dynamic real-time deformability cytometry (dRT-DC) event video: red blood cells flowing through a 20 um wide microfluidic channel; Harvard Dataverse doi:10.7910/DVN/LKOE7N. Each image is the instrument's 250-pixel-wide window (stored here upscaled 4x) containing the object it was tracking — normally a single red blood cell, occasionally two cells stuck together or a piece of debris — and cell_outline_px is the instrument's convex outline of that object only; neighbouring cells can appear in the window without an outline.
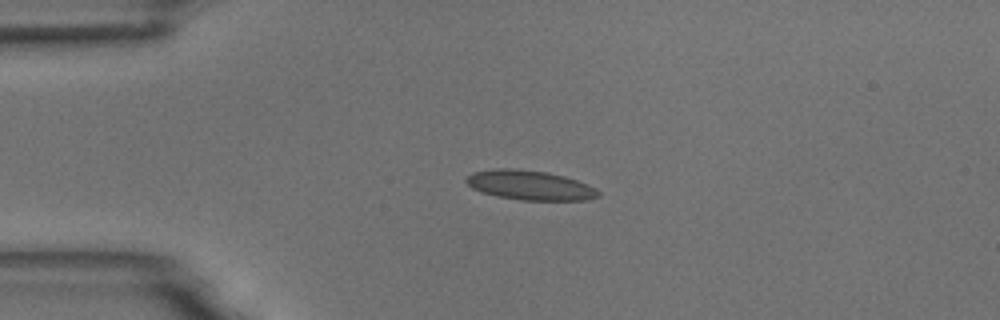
{"species": "common noctule bat (a hibernating species)", "species_latin": "Nyctalus noctula", "temperature_condition": "room temperature", "stored_images_in_passage": 4, "camera_frame_rate_fps": 3000, "um_per_image_px": 0.085, "animal": {"sex": "male", "body_mass_g": 18.8}, "frame": {"image": 1, "passage_image": 2, "time_ms": 2.0, "image_size_px": [1000, 320], "cell_outline_px": [[600, 196], [588, 200], [524, 200], [496, 196], [480, 192], [472, 188], [464, 180], [472, 172], [496, 168], [516, 168], [544, 172], [564, 176], [588, 184], [596, 188], [600, 192]], "centroid_in_image_um": [45.04, 15.74], "position_along_channel_um": 40.0, "area_um2": 22.83}}